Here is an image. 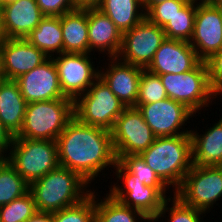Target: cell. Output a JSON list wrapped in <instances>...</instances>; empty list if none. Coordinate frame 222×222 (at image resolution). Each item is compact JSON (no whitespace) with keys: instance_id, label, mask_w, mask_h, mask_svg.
<instances>
[{"instance_id":"cell-1","label":"cell","mask_w":222,"mask_h":222,"mask_svg":"<svg viewBox=\"0 0 222 222\" xmlns=\"http://www.w3.org/2000/svg\"><path fill=\"white\" fill-rule=\"evenodd\" d=\"M59 166L78 173L91 184L117 162L111 131L81 123L75 116L56 139Z\"/></svg>"},{"instance_id":"cell-2","label":"cell","mask_w":222,"mask_h":222,"mask_svg":"<svg viewBox=\"0 0 222 222\" xmlns=\"http://www.w3.org/2000/svg\"><path fill=\"white\" fill-rule=\"evenodd\" d=\"M78 173L58 166L29 184L38 212L54 213L74 206L87 198L92 190Z\"/></svg>"},{"instance_id":"cell-3","label":"cell","mask_w":222,"mask_h":222,"mask_svg":"<svg viewBox=\"0 0 222 222\" xmlns=\"http://www.w3.org/2000/svg\"><path fill=\"white\" fill-rule=\"evenodd\" d=\"M139 155L168 187L176 191L193 165L191 135L157 137Z\"/></svg>"},{"instance_id":"cell-4","label":"cell","mask_w":222,"mask_h":222,"mask_svg":"<svg viewBox=\"0 0 222 222\" xmlns=\"http://www.w3.org/2000/svg\"><path fill=\"white\" fill-rule=\"evenodd\" d=\"M73 117L72 99L27 103L22 128L14 137L56 141Z\"/></svg>"},{"instance_id":"cell-5","label":"cell","mask_w":222,"mask_h":222,"mask_svg":"<svg viewBox=\"0 0 222 222\" xmlns=\"http://www.w3.org/2000/svg\"><path fill=\"white\" fill-rule=\"evenodd\" d=\"M8 162L30 184L59 166L56 141L13 137Z\"/></svg>"},{"instance_id":"cell-6","label":"cell","mask_w":222,"mask_h":222,"mask_svg":"<svg viewBox=\"0 0 222 222\" xmlns=\"http://www.w3.org/2000/svg\"><path fill=\"white\" fill-rule=\"evenodd\" d=\"M158 76L168 98L186 105L195 115L202 107H209L210 102L212 104L213 99L216 98L210 86L208 68L204 61L184 73Z\"/></svg>"},{"instance_id":"cell-7","label":"cell","mask_w":222,"mask_h":222,"mask_svg":"<svg viewBox=\"0 0 222 222\" xmlns=\"http://www.w3.org/2000/svg\"><path fill=\"white\" fill-rule=\"evenodd\" d=\"M126 106L99 77L74 101V116L83 124L111 131Z\"/></svg>"},{"instance_id":"cell-8","label":"cell","mask_w":222,"mask_h":222,"mask_svg":"<svg viewBox=\"0 0 222 222\" xmlns=\"http://www.w3.org/2000/svg\"><path fill=\"white\" fill-rule=\"evenodd\" d=\"M173 193L184 204L207 213L222 197V166L192 165Z\"/></svg>"},{"instance_id":"cell-9","label":"cell","mask_w":222,"mask_h":222,"mask_svg":"<svg viewBox=\"0 0 222 222\" xmlns=\"http://www.w3.org/2000/svg\"><path fill=\"white\" fill-rule=\"evenodd\" d=\"M117 160L125 155H139L155 140L150 126L137 107H126L111 130Z\"/></svg>"},{"instance_id":"cell-10","label":"cell","mask_w":222,"mask_h":222,"mask_svg":"<svg viewBox=\"0 0 222 222\" xmlns=\"http://www.w3.org/2000/svg\"><path fill=\"white\" fill-rule=\"evenodd\" d=\"M165 39L163 29L145 18L132 29L122 33V45L117 58L146 69Z\"/></svg>"},{"instance_id":"cell-11","label":"cell","mask_w":222,"mask_h":222,"mask_svg":"<svg viewBox=\"0 0 222 222\" xmlns=\"http://www.w3.org/2000/svg\"><path fill=\"white\" fill-rule=\"evenodd\" d=\"M112 168L116 170L115 176L119 180L123 179V186L112 185L109 194L123 205L139 210L153 220L166 198L155 187L134 180V174L128 172L118 161Z\"/></svg>"},{"instance_id":"cell-12","label":"cell","mask_w":222,"mask_h":222,"mask_svg":"<svg viewBox=\"0 0 222 222\" xmlns=\"http://www.w3.org/2000/svg\"><path fill=\"white\" fill-rule=\"evenodd\" d=\"M90 55L91 53H62L52 56L62 93L73 101L84 94L99 78V69H95Z\"/></svg>"},{"instance_id":"cell-13","label":"cell","mask_w":222,"mask_h":222,"mask_svg":"<svg viewBox=\"0 0 222 222\" xmlns=\"http://www.w3.org/2000/svg\"><path fill=\"white\" fill-rule=\"evenodd\" d=\"M134 107L141 112L156 138L190 134L191 130H185L182 126L195 117V113L180 102L166 98L150 104H136Z\"/></svg>"},{"instance_id":"cell-14","label":"cell","mask_w":222,"mask_h":222,"mask_svg":"<svg viewBox=\"0 0 222 222\" xmlns=\"http://www.w3.org/2000/svg\"><path fill=\"white\" fill-rule=\"evenodd\" d=\"M190 45L201 61L222 49V9L209 0L197 2L195 24Z\"/></svg>"},{"instance_id":"cell-15","label":"cell","mask_w":222,"mask_h":222,"mask_svg":"<svg viewBox=\"0 0 222 222\" xmlns=\"http://www.w3.org/2000/svg\"><path fill=\"white\" fill-rule=\"evenodd\" d=\"M14 81L27 103L70 99L62 93L57 67L52 57Z\"/></svg>"},{"instance_id":"cell-16","label":"cell","mask_w":222,"mask_h":222,"mask_svg":"<svg viewBox=\"0 0 222 222\" xmlns=\"http://www.w3.org/2000/svg\"><path fill=\"white\" fill-rule=\"evenodd\" d=\"M49 57L26 39L6 38L1 46V71L5 80H15Z\"/></svg>"},{"instance_id":"cell-17","label":"cell","mask_w":222,"mask_h":222,"mask_svg":"<svg viewBox=\"0 0 222 222\" xmlns=\"http://www.w3.org/2000/svg\"><path fill=\"white\" fill-rule=\"evenodd\" d=\"M200 62L189 42L166 38L146 69L157 75L180 74L194 69Z\"/></svg>"},{"instance_id":"cell-18","label":"cell","mask_w":222,"mask_h":222,"mask_svg":"<svg viewBox=\"0 0 222 222\" xmlns=\"http://www.w3.org/2000/svg\"><path fill=\"white\" fill-rule=\"evenodd\" d=\"M111 60L106 69L99 70V77L114 95L126 106H135L139 91V81L144 68L125 63L117 57Z\"/></svg>"},{"instance_id":"cell-19","label":"cell","mask_w":222,"mask_h":222,"mask_svg":"<svg viewBox=\"0 0 222 222\" xmlns=\"http://www.w3.org/2000/svg\"><path fill=\"white\" fill-rule=\"evenodd\" d=\"M0 16L6 38L20 39H25L45 17L36 0L4 3Z\"/></svg>"},{"instance_id":"cell-20","label":"cell","mask_w":222,"mask_h":222,"mask_svg":"<svg viewBox=\"0 0 222 222\" xmlns=\"http://www.w3.org/2000/svg\"><path fill=\"white\" fill-rule=\"evenodd\" d=\"M87 18L89 53L98 50L109 58L117 57L122 45V33L116 25L97 7L87 8Z\"/></svg>"},{"instance_id":"cell-21","label":"cell","mask_w":222,"mask_h":222,"mask_svg":"<svg viewBox=\"0 0 222 222\" xmlns=\"http://www.w3.org/2000/svg\"><path fill=\"white\" fill-rule=\"evenodd\" d=\"M222 117V116H221ZM208 131H190L194 166H222V118Z\"/></svg>"},{"instance_id":"cell-22","label":"cell","mask_w":222,"mask_h":222,"mask_svg":"<svg viewBox=\"0 0 222 222\" xmlns=\"http://www.w3.org/2000/svg\"><path fill=\"white\" fill-rule=\"evenodd\" d=\"M27 102L14 80L0 84V120L14 137L22 128Z\"/></svg>"},{"instance_id":"cell-23","label":"cell","mask_w":222,"mask_h":222,"mask_svg":"<svg viewBox=\"0 0 222 222\" xmlns=\"http://www.w3.org/2000/svg\"><path fill=\"white\" fill-rule=\"evenodd\" d=\"M63 53H89L87 8H76L60 16Z\"/></svg>"},{"instance_id":"cell-24","label":"cell","mask_w":222,"mask_h":222,"mask_svg":"<svg viewBox=\"0 0 222 222\" xmlns=\"http://www.w3.org/2000/svg\"><path fill=\"white\" fill-rule=\"evenodd\" d=\"M124 33L145 19L143 0H102L97 6Z\"/></svg>"},{"instance_id":"cell-25","label":"cell","mask_w":222,"mask_h":222,"mask_svg":"<svg viewBox=\"0 0 222 222\" xmlns=\"http://www.w3.org/2000/svg\"><path fill=\"white\" fill-rule=\"evenodd\" d=\"M25 39L48 57L62 54L63 32L60 16H45Z\"/></svg>"},{"instance_id":"cell-26","label":"cell","mask_w":222,"mask_h":222,"mask_svg":"<svg viewBox=\"0 0 222 222\" xmlns=\"http://www.w3.org/2000/svg\"><path fill=\"white\" fill-rule=\"evenodd\" d=\"M95 200V222H152L153 220L139 210L123 205L110 194L105 199ZM99 201V202H98ZM137 217V218H136Z\"/></svg>"},{"instance_id":"cell-27","label":"cell","mask_w":222,"mask_h":222,"mask_svg":"<svg viewBox=\"0 0 222 222\" xmlns=\"http://www.w3.org/2000/svg\"><path fill=\"white\" fill-rule=\"evenodd\" d=\"M197 1L189 0L162 28L168 39L190 42L195 24Z\"/></svg>"},{"instance_id":"cell-28","label":"cell","mask_w":222,"mask_h":222,"mask_svg":"<svg viewBox=\"0 0 222 222\" xmlns=\"http://www.w3.org/2000/svg\"><path fill=\"white\" fill-rule=\"evenodd\" d=\"M29 183L7 161L0 165V206L24 196Z\"/></svg>"},{"instance_id":"cell-29","label":"cell","mask_w":222,"mask_h":222,"mask_svg":"<svg viewBox=\"0 0 222 222\" xmlns=\"http://www.w3.org/2000/svg\"><path fill=\"white\" fill-rule=\"evenodd\" d=\"M128 172L134 174V180H139L145 186L155 187L166 199L168 187L148 166L140 155H125L117 160Z\"/></svg>"},{"instance_id":"cell-30","label":"cell","mask_w":222,"mask_h":222,"mask_svg":"<svg viewBox=\"0 0 222 222\" xmlns=\"http://www.w3.org/2000/svg\"><path fill=\"white\" fill-rule=\"evenodd\" d=\"M93 191L82 202L52 213L53 222H95V199Z\"/></svg>"},{"instance_id":"cell-31","label":"cell","mask_w":222,"mask_h":222,"mask_svg":"<svg viewBox=\"0 0 222 222\" xmlns=\"http://www.w3.org/2000/svg\"><path fill=\"white\" fill-rule=\"evenodd\" d=\"M37 212L30 192L10 203L0 206V222H25Z\"/></svg>"},{"instance_id":"cell-32","label":"cell","mask_w":222,"mask_h":222,"mask_svg":"<svg viewBox=\"0 0 222 222\" xmlns=\"http://www.w3.org/2000/svg\"><path fill=\"white\" fill-rule=\"evenodd\" d=\"M174 198H172V206L168 205L169 202L171 201V198L165 200L163 203L162 208L160 211L157 213L155 218L153 219L152 222L158 221L159 218L162 216L164 217L166 215V211L169 212L170 219H168V222H202L201 217L203 214L206 212L196 209L192 206H188L184 204L177 196L173 195ZM170 210V211H169ZM165 214V215H164Z\"/></svg>"},{"instance_id":"cell-33","label":"cell","mask_w":222,"mask_h":222,"mask_svg":"<svg viewBox=\"0 0 222 222\" xmlns=\"http://www.w3.org/2000/svg\"><path fill=\"white\" fill-rule=\"evenodd\" d=\"M166 98L168 96L160 77L147 69H143L136 104H150Z\"/></svg>"},{"instance_id":"cell-34","label":"cell","mask_w":222,"mask_h":222,"mask_svg":"<svg viewBox=\"0 0 222 222\" xmlns=\"http://www.w3.org/2000/svg\"><path fill=\"white\" fill-rule=\"evenodd\" d=\"M189 0H168L155 5H143L145 18L163 28Z\"/></svg>"},{"instance_id":"cell-35","label":"cell","mask_w":222,"mask_h":222,"mask_svg":"<svg viewBox=\"0 0 222 222\" xmlns=\"http://www.w3.org/2000/svg\"><path fill=\"white\" fill-rule=\"evenodd\" d=\"M209 82L215 94L222 91V50L214 53L206 61Z\"/></svg>"},{"instance_id":"cell-36","label":"cell","mask_w":222,"mask_h":222,"mask_svg":"<svg viewBox=\"0 0 222 222\" xmlns=\"http://www.w3.org/2000/svg\"><path fill=\"white\" fill-rule=\"evenodd\" d=\"M36 2L45 16H62L77 8L73 0H36Z\"/></svg>"},{"instance_id":"cell-37","label":"cell","mask_w":222,"mask_h":222,"mask_svg":"<svg viewBox=\"0 0 222 222\" xmlns=\"http://www.w3.org/2000/svg\"><path fill=\"white\" fill-rule=\"evenodd\" d=\"M13 136L9 133V131L3 126L0 120V144L7 150L12 144Z\"/></svg>"},{"instance_id":"cell-38","label":"cell","mask_w":222,"mask_h":222,"mask_svg":"<svg viewBox=\"0 0 222 222\" xmlns=\"http://www.w3.org/2000/svg\"><path fill=\"white\" fill-rule=\"evenodd\" d=\"M25 222H53L52 213L37 211L33 216L28 218Z\"/></svg>"},{"instance_id":"cell-39","label":"cell","mask_w":222,"mask_h":222,"mask_svg":"<svg viewBox=\"0 0 222 222\" xmlns=\"http://www.w3.org/2000/svg\"><path fill=\"white\" fill-rule=\"evenodd\" d=\"M102 0H73L77 8L97 7Z\"/></svg>"},{"instance_id":"cell-40","label":"cell","mask_w":222,"mask_h":222,"mask_svg":"<svg viewBox=\"0 0 222 222\" xmlns=\"http://www.w3.org/2000/svg\"><path fill=\"white\" fill-rule=\"evenodd\" d=\"M6 151L7 150L0 144V165L6 163L8 161V156H7V154H5L8 152H6Z\"/></svg>"},{"instance_id":"cell-41","label":"cell","mask_w":222,"mask_h":222,"mask_svg":"<svg viewBox=\"0 0 222 222\" xmlns=\"http://www.w3.org/2000/svg\"><path fill=\"white\" fill-rule=\"evenodd\" d=\"M6 40V36L4 34L3 26H2V20L0 16V47L3 45V43Z\"/></svg>"},{"instance_id":"cell-42","label":"cell","mask_w":222,"mask_h":222,"mask_svg":"<svg viewBox=\"0 0 222 222\" xmlns=\"http://www.w3.org/2000/svg\"><path fill=\"white\" fill-rule=\"evenodd\" d=\"M168 0H143V5H155Z\"/></svg>"},{"instance_id":"cell-43","label":"cell","mask_w":222,"mask_h":222,"mask_svg":"<svg viewBox=\"0 0 222 222\" xmlns=\"http://www.w3.org/2000/svg\"><path fill=\"white\" fill-rule=\"evenodd\" d=\"M214 6L222 9V0H209Z\"/></svg>"},{"instance_id":"cell-44","label":"cell","mask_w":222,"mask_h":222,"mask_svg":"<svg viewBox=\"0 0 222 222\" xmlns=\"http://www.w3.org/2000/svg\"><path fill=\"white\" fill-rule=\"evenodd\" d=\"M4 77H3V73L2 71H0V84L4 81Z\"/></svg>"},{"instance_id":"cell-45","label":"cell","mask_w":222,"mask_h":222,"mask_svg":"<svg viewBox=\"0 0 222 222\" xmlns=\"http://www.w3.org/2000/svg\"><path fill=\"white\" fill-rule=\"evenodd\" d=\"M1 1L4 4V3H8V2H11V1H14V0H1Z\"/></svg>"},{"instance_id":"cell-46","label":"cell","mask_w":222,"mask_h":222,"mask_svg":"<svg viewBox=\"0 0 222 222\" xmlns=\"http://www.w3.org/2000/svg\"><path fill=\"white\" fill-rule=\"evenodd\" d=\"M2 6H3V3H2V1L0 0V13H1V10H2Z\"/></svg>"},{"instance_id":"cell-47","label":"cell","mask_w":222,"mask_h":222,"mask_svg":"<svg viewBox=\"0 0 222 222\" xmlns=\"http://www.w3.org/2000/svg\"><path fill=\"white\" fill-rule=\"evenodd\" d=\"M0 71H1V47H0Z\"/></svg>"},{"instance_id":"cell-48","label":"cell","mask_w":222,"mask_h":222,"mask_svg":"<svg viewBox=\"0 0 222 222\" xmlns=\"http://www.w3.org/2000/svg\"><path fill=\"white\" fill-rule=\"evenodd\" d=\"M220 93L222 94V91L218 92V93L216 94V97H217V95H220Z\"/></svg>"}]
</instances>
